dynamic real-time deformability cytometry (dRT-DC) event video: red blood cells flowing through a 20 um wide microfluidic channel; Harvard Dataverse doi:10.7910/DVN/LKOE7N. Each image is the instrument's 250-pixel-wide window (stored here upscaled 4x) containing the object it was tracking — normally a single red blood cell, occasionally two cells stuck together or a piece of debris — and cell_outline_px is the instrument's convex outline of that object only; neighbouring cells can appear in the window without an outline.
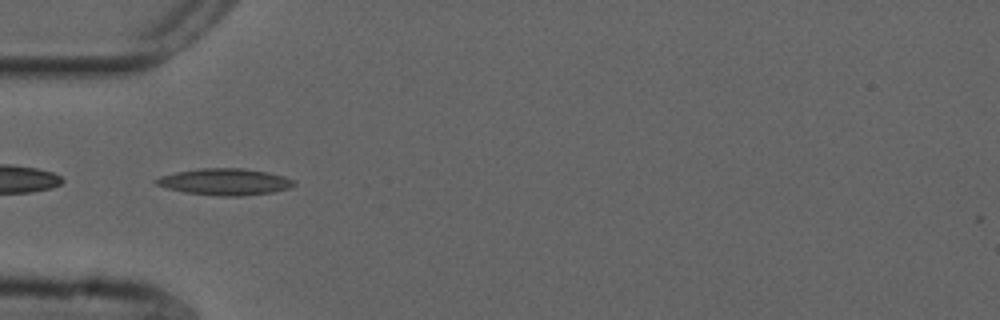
{"species": "common noctule bat (a hibernating species)", "species_latin": "Nyctalus noctula", "temperature_condition": "cold", "stored_images_in_passage": 48, "camera_frame_rate_fps": 3000, "um_per_image_px": 0.085, "animal": {"sex": "male", "forearm_length_mm": 52.5}, "frame": {"image": 1, "passage_image": 17, "time_ms": 5.333, "image_size_px": [1000, 320], "cell_outline_px": [[296, 184], [288, 188], [272, 192], [244, 196], [220, 196], [184, 192], [168, 188], [156, 184], [152, 180], [160, 176], [176, 172], [200, 168], [244, 168], [268, 172], [284, 176], [296, 180]], "centroid_in_image_um": [19.13, 15.45], "position_along_channel_um": 65.9, "area_um2": 21.44}}
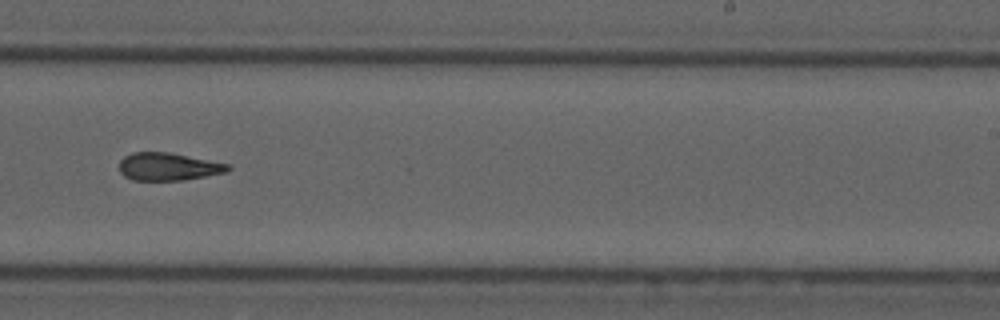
{"frame": {"image": 2, "passage_image": 34, "time_ms": 11.0, "image_size_px": [1000, 320], "cell_outline_px": [[232, 168], [228, 172], [184, 180], [132, 180], [124, 176], [120, 172], [120, 160], [124, 156], [132, 152], [168, 152], [228, 164]], "centroid_in_image_um": [14.29, 14.17], "position_along_channel_um": 274.7, "area_um2": 17.51}}
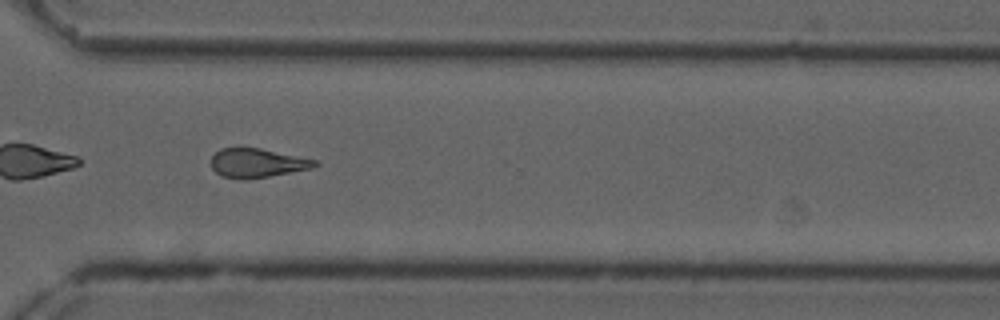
{"frame": {"image": 3, "passage_image": 40, "time_ms": 13.0, "image_size_px": [1000, 320], "cell_outline_px": [[320, 164], [312, 168], [248, 180], [236, 180], [220, 176], [212, 168], [212, 156], [220, 148], [260, 148], [316, 160]], "centroid_in_image_um": [21.83, 13.87], "position_along_channel_um": 348.8, "area_um2": 17.63}, "authors_computed_cell_mechanics": {"area_um2": 18.5827, "velocity_mm_per_s": 3.7038, "shape_relaxation_time_tau1_ms": null, "shape_relaxation_time_tau2_ms": 5.7302, "deformation_change_tau1": null, "deformation_change_tau2": 0.1713}}